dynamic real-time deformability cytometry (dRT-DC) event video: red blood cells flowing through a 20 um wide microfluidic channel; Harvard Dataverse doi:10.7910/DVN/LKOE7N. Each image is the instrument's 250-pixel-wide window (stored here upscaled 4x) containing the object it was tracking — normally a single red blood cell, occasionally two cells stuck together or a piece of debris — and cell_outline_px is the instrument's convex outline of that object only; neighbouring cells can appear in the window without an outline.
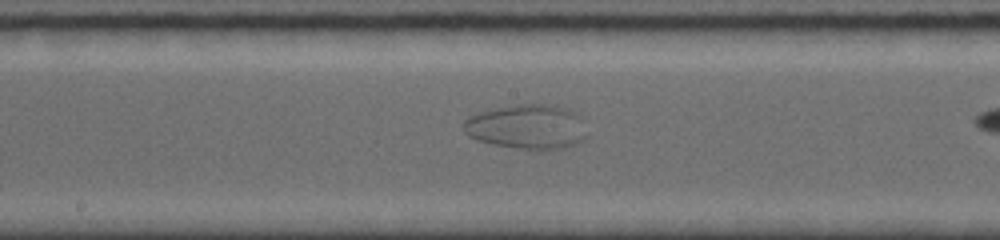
{"species": "common noctule bat (a hibernating species)", "species_latin": "Nyctalus noctula", "temperature_condition": "room temperature", "stored_images_in_passage": 53, "camera_frame_rate_fps": 5000, "um_per_image_px": 0.085, "animal": {"sex": "female", "body_mass_g": 19.0, "forearm_length_mm": 56.7}, "frame": {"image": 1, "passage_image": 24, "time_ms": 6.6, "image_size_px": [1000, 240], "cell_outline_px": [[588, 136], [584, 140], [568, 148], [540, 152], [492, 144], [476, 140], [468, 136], [464, 132], [464, 120], [468, 116], [480, 112], [496, 108], [516, 104], [556, 104], [568, 108], [584, 116]], "centroid_in_image_um": [44.9, 10.8], "position_along_channel_um": 203.3, "area_um2": 33.41}}
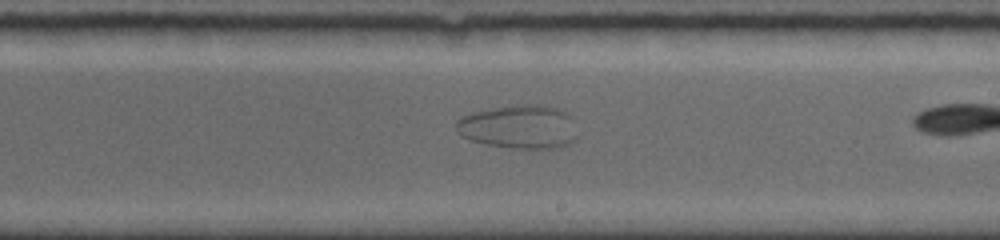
{"frame": {"image": 2, "passage_image": 29, "time_ms": 7.8, "image_size_px": [1000, 240], "cell_outline_px": [[580, 136], [576, 140], [568, 144], [556, 148], [512, 148], [484, 144], [460, 136], [456, 132], [456, 120], [460, 116], [472, 112], [492, 108], [516, 104], [540, 104], [560, 108], [576, 116]], "centroid_in_image_um": [44.21, 10.76], "position_along_channel_um": 244.8, "area_um2": 32.08}}